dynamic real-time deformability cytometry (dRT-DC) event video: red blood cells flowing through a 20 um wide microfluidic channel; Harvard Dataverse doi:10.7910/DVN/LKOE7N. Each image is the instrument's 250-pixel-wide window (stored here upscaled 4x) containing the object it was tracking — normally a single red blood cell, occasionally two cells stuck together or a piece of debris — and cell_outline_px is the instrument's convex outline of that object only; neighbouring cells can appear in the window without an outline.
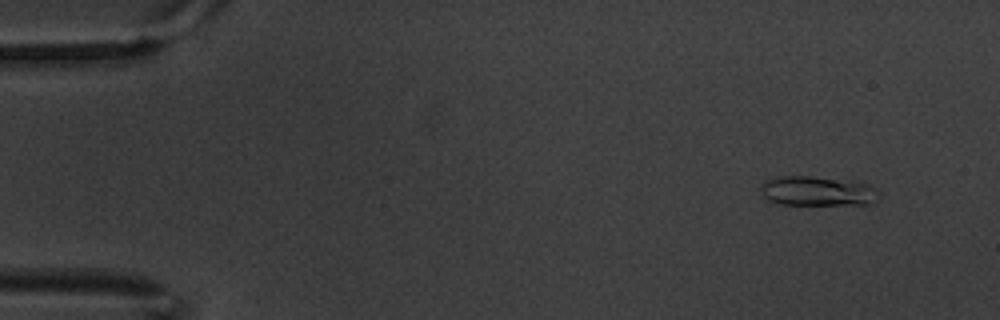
{"species": "common noctule bat (a hibernating species)", "species_latin": "Nyctalus noctula", "temperature_condition": "warm", "stored_images_in_passage": 6, "camera_frame_rate_fps": 3000, "um_per_image_px": 0.085, "animal": {"sex": "male", "body_mass_g": 20.1, "forearm_length_mm": 53.5}, "frame": {"image": 1, "passage_image": 2, "time_ms": 0.333, "image_size_px": [1000, 320], "cell_outline_px": [[880, 196], [872, 204], [776, 204], [768, 200], [764, 196], [760, 188], [760, 184], [764, 180], [784, 176], [808, 176], [852, 180], [868, 184], [876, 188]], "centroid_in_image_um": [69.49, 16.23], "position_along_channel_um": 15.5, "area_um2": 20.58}}
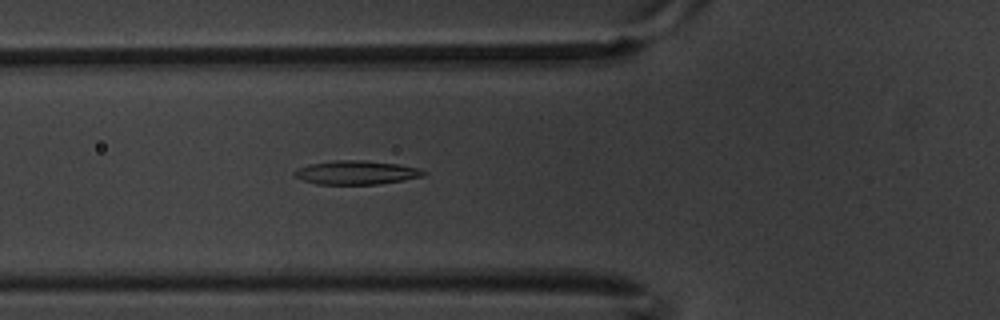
{"frame": {"image": 2, "passage_image": 6, "time_ms": 1.667, "image_size_px": [1000, 320], "cell_outline_px": [[428, 172], [424, 176], [404, 180], [380, 184], [316, 184], [304, 180], [296, 176], [292, 172], [296, 168], [308, 164], [336, 160], [364, 160], [396, 164], [420, 168]], "centroid_in_image_um": [30.3, 14.66], "position_along_channel_um": 95.5, "area_um2": 17.98}}